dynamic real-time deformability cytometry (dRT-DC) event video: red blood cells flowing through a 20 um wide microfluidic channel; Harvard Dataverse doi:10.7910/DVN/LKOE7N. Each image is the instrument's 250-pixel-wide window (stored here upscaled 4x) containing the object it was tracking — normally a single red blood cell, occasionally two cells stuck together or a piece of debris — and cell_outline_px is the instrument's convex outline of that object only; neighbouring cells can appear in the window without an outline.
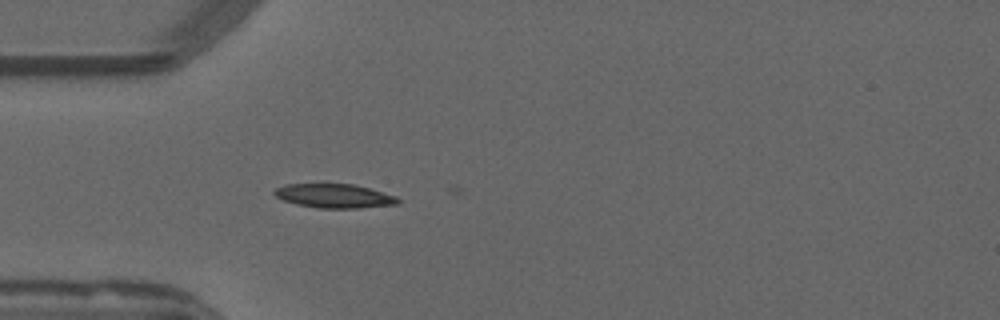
{"species": "common noctule bat (a hibernating species)", "species_latin": "Nyctalus noctula", "temperature_condition": "warm", "stored_images_in_passage": 2, "camera_frame_rate_fps": 3000, "um_per_image_px": 0.085, "animal": {"sex": "male", "forearm_length_mm": 52.5}, "frame": {"image": 1, "passage_image": 1, "time_ms": 0.0, "image_size_px": [1000, 320], "cell_outline_px": [[400, 204], [356, 208], [320, 208], [296, 204], [284, 200], [276, 196], [272, 192], [276, 188], [284, 184], [352, 184], [368, 188], [396, 196], [400, 200]], "centroid_in_image_um": [28.41, 16.65], "position_along_channel_um": 56.6, "area_um2": 17.17}}